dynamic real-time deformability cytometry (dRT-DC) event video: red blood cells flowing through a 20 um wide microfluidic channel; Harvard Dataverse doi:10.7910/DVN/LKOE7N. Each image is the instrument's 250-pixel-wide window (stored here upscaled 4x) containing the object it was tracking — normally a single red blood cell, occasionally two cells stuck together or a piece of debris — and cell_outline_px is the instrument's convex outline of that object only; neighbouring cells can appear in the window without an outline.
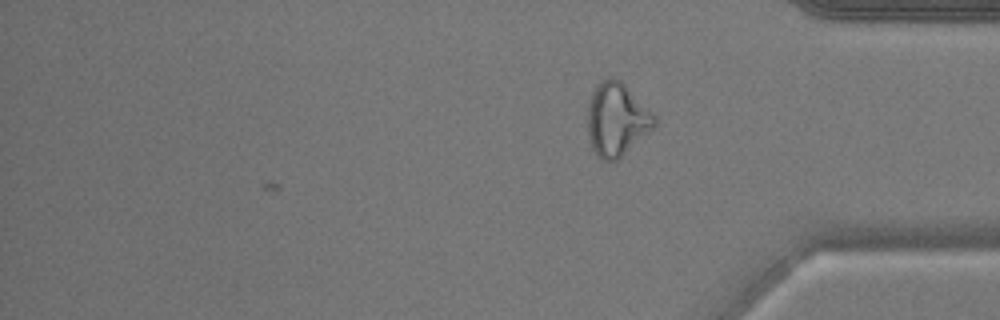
{"species": "common noctule bat (a hibernating species)", "species_latin": "Nyctalus noctula", "temperature_condition": "warm", "stored_images_in_passage": 40, "camera_frame_rate_fps": 3000, "um_per_image_px": 0.085, "animal": {"sex": "male", "body_mass_g": 17.9}, "frame": {"image": 1, "passage_image": 40, "time_ms": 13.0, "image_size_px": [1000, 320], "cell_outline_px": [[656, 124], [648, 132], [616, 160], [604, 160], [596, 156], [592, 148], [588, 132], [588, 100], [596, 84], [600, 80], [608, 76], [612, 76], [620, 80], [656, 112]], "centroid_in_image_um": [52.42, 10.08], "position_along_channel_um": 382.8, "area_um2": 28.73}}